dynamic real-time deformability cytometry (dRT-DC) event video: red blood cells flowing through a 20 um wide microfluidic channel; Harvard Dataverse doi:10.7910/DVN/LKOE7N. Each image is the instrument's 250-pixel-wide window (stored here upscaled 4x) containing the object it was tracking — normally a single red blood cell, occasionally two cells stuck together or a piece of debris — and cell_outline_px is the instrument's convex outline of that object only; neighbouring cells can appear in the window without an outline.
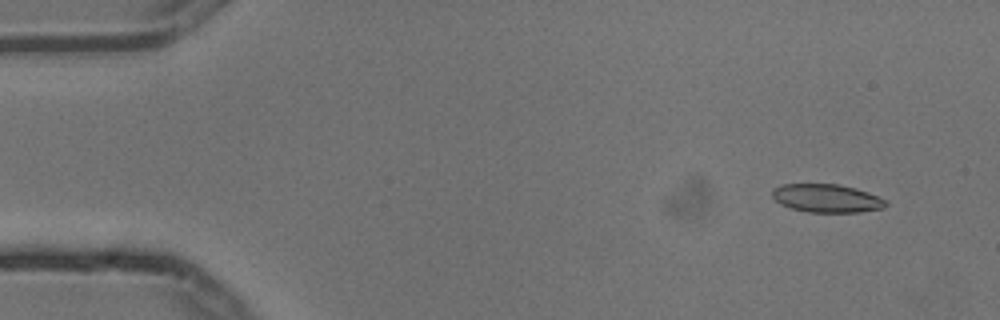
{"species": "common noctule bat (a hibernating species)", "species_latin": "Nyctalus noctula", "temperature_condition": "cold", "stored_images_in_passage": 4, "camera_frame_rate_fps": 3000, "um_per_image_px": 0.085, "animal": {"sex": "male", "body_mass_g": 13.3}, "frame": {"image": 1, "passage_image": 1, "time_ms": 0.0, "image_size_px": [1000, 320], "cell_outline_px": [[888, 204], [884, 208], [860, 212], [808, 212], [792, 208], [780, 204], [772, 196], [772, 192], [780, 184], [836, 184], [856, 188], [868, 192], [884, 200]], "centroid_in_image_um": [70.27, 16.85], "position_along_channel_um": 14.7, "area_um2": 18.55}}
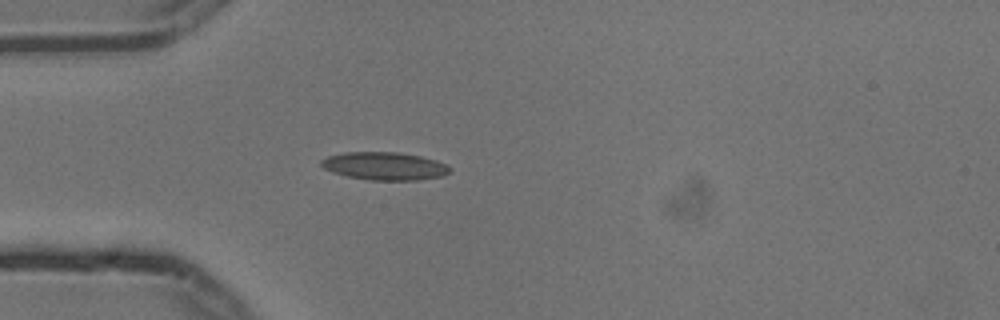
{"frame": {"image": 2, "passage_image": 4, "time_ms": 1.0, "image_size_px": [1000, 320], "cell_outline_px": [[452, 168], [448, 172], [440, 176], [420, 180], [368, 180], [348, 176], [332, 172], [324, 168], [320, 164], [320, 160], [328, 156], [344, 152], [396, 152], [420, 156], [436, 160]], "centroid_in_image_um": [32.66, 14.11], "position_along_channel_um": 52.3, "area_um2": 20.81}}